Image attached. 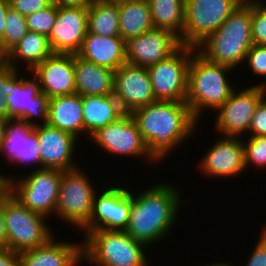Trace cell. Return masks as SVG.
Wrapping results in <instances>:
<instances>
[{
    "label": "cell",
    "mask_w": 266,
    "mask_h": 266,
    "mask_svg": "<svg viewBox=\"0 0 266 266\" xmlns=\"http://www.w3.org/2000/svg\"><path fill=\"white\" fill-rule=\"evenodd\" d=\"M131 115L150 156L157 162L189 139L198 127L185 101H155L135 109Z\"/></svg>",
    "instance_id": "cell-1"
},
{
    "label": "cell",
    "mask_w": 266,
    "mask_h": 266,
    "mask_svg": "<svg viewBox=\"0 0 266 266\" xmlns=\"http://www.w3.org/2000/svg\"><path fill=\"white\" fill-rule=\"evenodd\" d=\"M177 190L173 184L165 182L135 195L131 192V210L125 232L147 247L162 241L172 231L180 208L186 203Z\"/></svg>",
    "instance_id": "cell-2"
},
{
    "label": "cell",
    "mask_w": 266,
    "mask_h": 266,
    "mask_svg": "<svg viewBox=\"0 0 266 266\" xmlns=\"http://www.w3.org/2000/svg\"><path fill=\"white\" fill-rule=\"evenodd\" d=\"M252 45L251 0H244L196 51L212 63L236 69Z\"/></svg>",
    "instance_id": "cell-3"
},
{
    "label": "cell",
    "mask_w": 266,
    "mask_h": 266,
    "mask_svg": "<svg viewBox=\"0 0 266 266\" xmlns=\"http://www.w3.org/2000/svg\"><path fill=\"white\" fill-rule=\"evenodd\" d=\"M233 70L208 61L197 51L192 54L185 102L197 121L205 109L210 108L216 112L230 97L235 88L230 85L226 75Z\"/></svg>",
    "instance_id": "cell-4"
},
{
    "label": "cell",
    "mask_w": 266,
    "mask_h": 266,
    "mask_svg": "<svg viewBox=\"0 0 266 266\" xmlns=\"http://www.w3.org/2000/svg\"><path fill=\"white\" fill-rule=\"evenodd\" d=\"M145 248L125 231L93 230L82 240V260L90 266H149Z\"/></svg>",
    "instance_id": "cell-5"
},
{
    "label": "cell",
    "mask_w": 266,
    "mask_h": 266,
    "mask_svg": "<svg viewBox=\"0 0 266 266\" xmlns=\"http://www.w3.org/2000/svg\"><path fill=\"white\" fill-rule=\"evenodd\" d=\"M46 217L30 211L9 194L4 199V222L7 247L17 253L47 244L54 233Z\"/></svg>",
    "instance_id": "cell-6"
},
{
    "label": "cell",
    "mask_w": 266,
    "mask_h": 266,
    "mask_svg": "<svg viewBox=\"0 0 266 266\" xmlns=\"http://www.w3.org/2000/svg\"><path fill=\"white\" fill-rule=\"evenodd\" d=\"M96 193L92 180L81 171V167L64 171L55 209L56 217L82 229L92 216Z\"/></svg>",
    "instance_id": "cell-7"
},
{
    "label": "cell",
    "mask_w": 266,
    "mask_h": 266,
    "mask_svg": "<svg viewBox=\"0 0 266 266\" xmlns=\"http://www.w3.org/2000/svg\"><path fill=\"white\" fill-rule=\"evenodd\" d=\"M62 173L57 169H36L17 181L11 177L10 194L34 213L54 215Z\"/></svg>",
    "instance_id": "cell-8"
},
{
    "label": "cell",
    "mask_w": 266,
    "mask_h": 266,
    "mask_svg": "<svg viewBox=\"0 0 266 266\" xmlns=\"http://www.w3.org/2000/svg\"><path fill=\"white\" fill-rule=\"evenodd\" d=\"M244 0H185L183 45L196 48L214 33Z\"/></svg>",
    "instance_id": "cell-9"
},
{
    "label": "cell",
    "mask_w": 266,
    "mask_h": 266,
    "mask_svg": "<svg viewBox=\"0 0 266 266\" xmlns=\"http://www.w3.org/2000/svg\"><path fill=\"white\" fill-rule=\"evenodd\" d=\"M196 48L181 45L166 59L147 68L156 101H185L188 69Z\"/></svg>",
    "instance_id": "cell-10"
},
{
    "label": "cell",
    "mask_w": 266,
    "mask_h": 266,
    "mask_svg": "<svg viewBox=\"0 0 266 266\" xmlns=\"http://www.w3.org/2000/svg\"><path fill=\"white\" fill-rule=\"evenodd\" d=\"M266 83L235 89L230 97L217 110L215 128L225 137H243L249 135V126L259 101L266 95Z\"/></svg>",
    "instance_id": "cell-11"
},
{
    "label": "cell",
    "mask_w": 266,
    "mask_h": 266,
    "mask_svg": "<svg viewBox=\"0 0 266 266\" xmlns=\"http://www.w3.org/2000/svg\"><path fill=\"white\" fill-rule=\"evenodd\" d=\"M102 151L126 157H146L150 163L156 162L149 154L138 125L131 114L125 113L116 122L98 129L90 137ZM153 161V162H151Z\"/></svg>",
    "instance_id": "cell-12"
},
{
    "label": "cell",
    "mask_w": 266,
    "mask_h": 266,
    "mask_svg": "<svg viewBox=\"0 0 266 266\" xmlns=\"http://www.w3.org/2000/svg\"><path fill=\"white\" fill-rule=\"evenodd\" d=\"M109 187L95 194L92 216L81 229L84 234L93 230H126L131 210V192L119 185Z\"/></svg>",
    "instance_id": "cell-13"
},
{
    "label": "cell",
    "mask_w": 266,
    "mask_h": 266,
    "mask_svg": "<svg viewBox=\"0 0 266 266\" xmlns=\"http://www.w3.org/2000/svg\"><path fill=\"white\" fill-rule=\"evenodd\" d=\"M19 74L11 80L10 94L5 96L9 116L24 119L34 127L40 123L31 121L33 118L42 120V125L47 124L48 96L40 91L39 82L32 74L30 79Z\"/></svg>",
    "instance_id": "cell-14"
},
{
    "label": "cell",
    "mask_w": 266,
    "mask_h": 266,
    "mask_svg": "<svg viewBox=\"0 0 266 266\" xmlns=\"http://www.w3.org/2000/svg\"><path fill=\"white\" fill-rule=\"evenodd\" d=\"M113 95L127 114L156 101L147 68L128 63L114 72Z\"/></svg>",
    "instance_id": "cell-15"
},
{
    "label": "cell",
    "mask_w": 266,
    "mask_h": 266,
    "mask_svg": "<svg viewBox=\"0 0 266 266\" xmlns=\"http://www.w3.org/2000/svg\"><path fill=\"white\" fill-rule=\"evenodd\" d=\"M181 46L172 32L154 28L125 42L126 63L148 68L173 54Z\"/></svg>",
    "instance_id": "cell-16"
},
{
    "label": "cell",
    "mask_w": 266,
    "mask_h": 266,
    "mask_svg": "<svg viewBox=\"0 0 266 266\" xmlns=\"http://www.w3.org/2000/svg\"><path fill=\"white\" fill-rule=\"evenodd\" d=\"M88 8L58 6L55 23L48 36L53 53L76 54L88 32Z\"/></svg>",
    "instance_id": "cell-17"
},
{
    "label": "cell",
    "mask_w": 266,
    "mask_h": 266,
    "mask_svg": "<svg viewBox=\"0 0 266 266\" xmlns=\"http://www.w3.org/2000/svg\"><path fill=\"white\" fill-rule=\"evenodd\" d=\"M34 130L39 143L41 169H57L64 172L78 168L72 157L76 143L79 142L78 138L48 124H40Z\"/></svg>",
    "instance_id": "cell-18"
},
{
    "label": "cell",
    "mask_w": 266,
    "mask_h": 266,
    "mask_svg": "<svg viewBox=\"0 0 266 266\" xmlns=\"http://www.w3.org/2000/svg\"><path fill=\"white\" fill-rule=\"evenodd\" d=\"M199 168L210 178H227L245 172L244 147L239 137L217 139L199 161Z\"/></svg>",
    "instance_id": "cell-19"
},
{
    "label": "cell",
    "mask_w": 266,
    "mask_h": 266,
    "mask_svg": "<svg viewBox=\"0 0 266 266\" xmlns=\"http://www.w3.org/2000/svg\"><path fill=\"white\" fill-rule=\"evenodd\" d=\"M34 128L24 119H7L0 155L4 154L13 164H33L35 169H41L39 143Z\"/></svg>",
    "instance_id": "cell-20"
},
{
    "label": "cell",
    "mask_w": 266,
    "mask_h": 266,
    "mask_svg": "<svg viewBox=\"0 0 266 266\" xmlns=\"http://www.w3.org/2000/svg\"><path fill=\"white\" fill-rule=\"evenodd\" d=\"M48 98L75 92L74 54L53 53L31 73Z\"/></svg>",
    "instance_id": "cell-21"
},
{
    "label": "cell",
    "mask_w": 266,
    "mask_h": 266,
    "mask_svg": "<svg viewBox=\"0 0 266 266\" xmlns=\"http://www.w3.org/2000/svg\"><path fill=\"white\" fill-rule=\"evenodd\" d=\"M19 253L20 266H77L82 260V242L55 240ZM60 241V242H59Z\"/></svg>",
    "instance_id": "cell-22"
},
{
    "label": "cell",
    "mask_w": 266,
    "mask_h": 266,
    "mask_svg": "<svg viewBox=\"0 0 266 266\" xmlns=\"http://www.w3.org/2000/svg\"><path fill=\"white\" fill-rule=\"evenodd\" d=\"M76 55L115 72L126 63L125 41L120 36L106 37L87 32Z\"/></svg>",
    "instance_id": "cell-23"
},
{
    "label": "cell",
    "mask_w": 266,
    "mask_h": 266,
    "mask_svg": "<svg viewBox=\"0 0 266 266\" xmlns=\"http://www.w3.org/2000/svg\"><path fill=\"white\" fill-rule=\"evenodd\" d=\"M47 124L79 139L84 133L82 96L74 93L50 98Z\"/></svg>",
    "instance_id": "cell-24"
},
{
    "label": "cell",
    "mask_w": 266,
    "mask_h": 266,
    "mask_svg": "<svg viewBox=\"0 0 266 266\" xmlns=\"http://www.w3.org/2000/svg\"><path fill=\"white\" fill-rule=\"evenodd\" d=\"M74 71L75 92L80 96L113 94V70L86 61L74 54Z\"/></svg>",
    "instance_id": "cell-25"
},
{
    "label": "cell",
    "mask_w": 266,
    "mask_h": 266,
    "mask_svg": "<svg viewBox=\"0 0 266 266\" xmlns=\"http://www.w3.org/2000/svg\"><path fill=\"white\" fill-rule=\"evenodd\" d=\"M84 132L90 137L98 129L116 122L125 113L113 94L82 96Z\"/></svg>",
    "instance_id": "cell-26"
},
{
    "label": "cell",
    "mask_w": 266,
    "mask_h": 266,
    "mask_svg": "<svg viewBox=\"0 0 266 266\" xmlns=\"http://www.w3.org/2000/svg\"><path fill=\"white\" fill-rule=\"evenodd\" d=\"M119 33L126 42L154 29L147 0H130L118 4Z\"/></svg>",
    "instance_id": "cell-27"
},
{
    "label": "cell",
    "mask_w": 266,
    "mask_h": 266,
    "mask_svg": "<svg viewBox=\"0 0 266 266\" xmlns=\"http://www.w3.org/2000/svg\"><path fill=\"white\" fill-rule=\"evenodd\" d=\"M53 51L49 45L48 37L33 31L28 33L8 52V66L17 69V61H24L28 71H32Z\"/></svg>",
    "instance_id": "cell-28"
},
{
    "label": "cell",
    "mask_w": 266,
    "mask_h": 266,
    "mask_svg": "<svg viewBox=\"0 0 266 266\" xmlns=\"http://www.w3.org/2000/svg\"><path fill=\"white\" fill-rule=\"evenodd\" d=\"M154 28L164 29L176 35L183 45L185 0H147Z\"/></svg>",
    "instance_id": "cell-29"
},
{
    "label": "cell",
    "mask_w": 266,
    "mask_h": 266,
    "mask_svg": "<svg viewBox=\"0 0 266 266\" xmlns=\"http://www.w3.org/2000/svg\"><path fill=\"white\" fill-rule=\"evenodd\" d=\"M88 32L101 36H120L118 4L94 0L88 8Z\"/></svg>",
    "instance_id": "cell-30"
},
{
    "label": "cell",
    "mask_w": 266,
    "mask_h": 266,
    "mask_svg": "<svg viewBox=\"0 0 266 266\" xmlns=\"http://www.w3.org/2000/svg\"><path fill=\"white\" fill-rule=\"evenodd\" d=\"M26 18L9 6L3 39L0 42L2 48L8 53L28 33Z\"/></svg>",
    "instance_id": "cell-31"
},
{
    "label": "cell",
    "mask_w": 266,
    "mask_h": 266,
    "mask_svg": "<svg viewBox=\"0 0 266 266\" xmlns=\"http://www.w3.org/2000/svg\"><path fill=\"white\" fill-rule=\"evenodd\" d=\"M242 143L246 170L251 165L257 170L266 169V136H249Z\"/></svg>",
    "instance_id": "cell-32"
},
{
    "label": "cell",
    "mask_w": 266,
    "mask_h": 266,
    "mask_svg": "<svg viewBox=\"0 0 266 266\" xmlns=\"http://www.w3.org/2000/svg\"><path fill=\"white\" fill-rule=\"evenodd\" d=\"M57 13L58 6L52 2L48 7L27 15L25 18L28 30L48 37L55 23Z\"/></svg>",
    "instance_id": "cell-33"
},
{
    "label": "cell",
    "mask_w": 266,
    "mask_h": 266,
    "mask_svg": "<svg viewBox=\"0 0 266 266\" xmlns=\"http://www.w3.org/2000/svg\"><path fill=\"white\" fill-rule=\"evenodd\" d=\"M251 0V36L255 45L266 46V3Z\"/></svg>",
    "instance_id": "cell-34"
},
{
    "label": "cell",
    "mask_w": 266,
    "mask_h": 266,
    "mask_svg": "<svg viewBox=\"0 0 266 266\" xmlns=\"http://www.w3.org/2000/svg\"><path fill=\"white\" fill-rule=\"evenodd\" d=\"M245 61L254 74L266 76V46L253 44L246 54Z\"/></svg>",
    "instance_id": "cell-35"
},
{
    "label": "cell",
    "mask_w": 266,
    "mask_h": 266,
    "mask_svg": "<svg viewBox=\"0 0 266 266\" xmlns=\"http://www.w3.org/2000/svg\"><path fill=\"white\" fill-rule=\"evenodd\" d=\"M18 73L17 69L11 67H7L4 71L0 72V117L4 119L11 118L5 96L10 94L11 80Z\"/></svg>",
    "instance_id": "cell-36"
},
{
    "label": "cell",
    "mask_w": 266,
    "mask_h": 266,
    "mask_svg": "<svg viewBox=\"0 0 266 266\" xmlns=\"http://www.w3.org/2000/svg\"><path fill=\"white\" fill-rule=\"evenodd\" d=\"M250 136H266V95L256 106L249 126Z\"/></svg>",
    "instance_id": "cell-37"
},
{
    "label": "cell",
    "mask_w": 266,
    "mask_h": 266,
    "mask_svg": "<svg viewBox=\"0 0 266 266\" xmlns=\"http://www.w3.org/2000/svg\"><path fill=\"white\" fill-rule=\"evenodd\" d=\"M9 6L22 14L27 16L38 12L46 7H48L52 0H8Z\"/></svg>",
    "instance_id": "cell-38"
},
{
    "label": "cell",
    "mask_w": 266,
    "mask_h": 266,
    "mask_svg": "<svg viewBox=\"0 0 266 266\" xmlns=\"http://www.w3.org/2000/svg\"><path fill=\"white\" fill-rule=\"evenodd\" d=\"M246 266H266V238L260 234Z\"/></svg>",
    "instance_id": "cell-39"
},
{
    "label": "cell",
    "mask_w": 266,
    "mask_h": 266,
    "mask_svg": "<svg viewBox=\"0 0 266 266\" xmlns=\"http://www.w3.org/2000/svg\"><path fill=\"white\" fill-rule=\"evenodd\" d=\"M0 266H20L19 253L8 247L0 248Z\"/></svg>",
    "instance_id": "cell-40"
},
{
    "label": "cell",
    "mask_w": 266,
    "mask_h": 266,
    "mask_svg": "<svg viewBox=\"0 0 266 266\" xmlns=\"http://www.w3.org/2000/svg\"><path fill=\"white\" fill-rule=\"evenodd\" d=\"M94 0H52L57 6L89 8Z\"/></svg>",
    "instance_id": "cell-41"
},
{
    "label": "cell",
    "mask_w": 266,
    "mask_h": 266,
    "mask_svg": "<svg viewBox=\"0 0 266 266\" xmlns=\"http://www.w3.org/2000/svg\"><path fill=\"white\" fill-rule=\"evenodd\" d=\"M7 247V235L4 222V200L0 201V248Z\"/></svg>",
    "instance_id": "cell-42"
},
{
    "label": "cell",
    "mask_w": 266,
    "mask_h": 266,
    "mask_svg": "<svg viewBox=\"0 0 266 266\" xmlns=\"http://www.w3.org/2000/svg\"><path fill=\"white\" fill-rule=\"evenodd\" d=\"M11 192V177L0 174V201L4 200Z\"/></svg>",
    "instance_id": "cell-43"
},
{
    "label": "cell",
    "mask_w": 266,
    "mask_h": 266,
    "mask_svg": "<svg viewBox=\"0 0 266 266\" xmlns=\"http://www.w3.org/2000/svg\"><path fill=\"white\" fill-rule=\"evenodd\" d=\"M8 8H9V1L0 0V42L2 41L4 35L5 19Z\"/></svg>",
    "instance_id": "cell-44"
},
{
    "label": "cell",
    "mask_w": 266,
    "mask_h": 266,
    "mask_svg": "<svg viewBox=\"0 0 266 266\" xmlns=\"http://www.w3.org/2000/svg\"><path fill=\"white\" fill-rule=\"evenodd\" d=\"M8 66V53L0 45V72L4 71Z\"/></svg>",
    "instance_id": "cell-45"
},
{
    "label": "cell",
    "mask_w": 266,
    "mask_h": 266,
    "mask_svg": "<svg viewBox=\"0 0 266 266\" xmlns=\"http://www.w3.org/2000/svg\"><path fill=\"white\" fill-rule=\"evenodd\" d=\"M6 121L7 119L0 117V148L4 139Z\"/></svg>",
    "instance_id": "cell-46"
},
{
    "label": "cell",
    "mask_w": 266,
    "mask_h": 266,
    "mask_svg": "<svg viewBox=\"0 0 266 266\" xmlns=\"http://www.w3.org/2000/svg\"><path fill=\"white\" fill-rule=\"evenodd\" d=\"M96 1L104 2V3L120 4V3L127 2L130 0H96Z\"/></svg>",
    "instance_id": "cell-47"
},
{
    "label": "cell",
    "mask_w": 266,
    "mask_h": 266,
    "mask_svg": "<svg viewBox=\"0 0 266 266\" xmlns=\"http://www.w3.org/2000/svg\"><path fill=\"white\" fill-rule=\"evenodd\" d=\"M206 266H234V265H230V263H225V262H220V263H218V262H216V263H211V264H209V265H206Z\"/></svg>",
    "instance_id": "cell-48"
},
{
    "label": "cell",
    "mask_w": 266,
    "mask_h": 266,
    "mask_svg": "<svg viewBox=\"0 0 266 266\" xmlns=\"http://www.w3.org/2000/svg\"><path fill=\"white\" fill-rule=\"evenodd\" d=\"M261 234L266 238V226L262 228Z\"/></svg>",
    "instance_id": "cell-49"
}]
</instances>
